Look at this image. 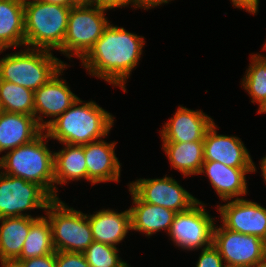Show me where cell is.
Instances as JSON below:
<instances>
[{"label": "cell", "instance_id": "obj_27", "mask_svg": "<svg viewBox=\"0 0 266 267\" xmlns=\"http://www.w3.org/2000/svg\"><path fill=\"white\" fill-rule=\"evenodd\" d=\"M250 61L241 86L249 93L251 102L260 105L266 98V56L251 54Z\"/></svg>", "mask_w": 266, "mask_h": 267}, {"label": "cell", "instance_id": "obj_19", "mask_svg": "<svg viewBox=\"0 0 266 267\" xmlns=\"http://www.w3.org/2000/svg\"><path fill=\"white\" fill-rule=\"evenodd\" d=\"M94 213L87 214V216L91 226L93 240L96 242L116 247L131 230L129 209L118 213L108 208Z\"/></svg>", "mask_w": 266, "mask_h": 267}, {"label": "cell", "instance_id": "obj_42", "mask_svg": "<svg viewBox=\"0 0 266 267\" xmlns=\"http://www.w3.org/2000/svg\"><path fill=\"white\" fill-rule=\"evenodd\" d=\"M225 267H239V266H229V265H225Z\"/></svg>", "mask_w": 266, "mask_h": 267}, {"label": "cell", "instance_id": "obj_9", "mask_svg": "<svg viewBox=\"0 0 266 267\" xmlns=\"http://www.w3.org/2000/svg\"><path fill=\"white\" fill-rule=\"evenodd\" d=\"M204 206L206 204L198 201L189 210L175 214L168 232L175 246L195 251L212 244L215 218Z\"/></svg>", "mask_w": 266, "mask_h": 267}, {"label": "cell", "instance_id": "obj_13", "mask_svg": "<svg viewBox=\"0 0 266 267\" xmlns=\"http://www.w3.org/2000/svg\"><path fill=\"white\" fill-rule=\"evenodd\" d=\"M222 225L235 232L256 235L266 241V208L244 198L217 205Z\"/></svg>", "mask_w": 266, "mask_h": 267}, {"label": "cell", "instance_id": "obj_37", "mask_svg": "<svg viewBox=\"0 0 266 267\" xmlns=\"http://www.w3.org/2000/svg\"><path fill=\"white\" fill-rule=\"evenodd\" d=\"M2 267H21L17 262L15 261H3L0 262Z\"/></svg>", "mask_w": 266, "mask_h": 267}, {"label": "cell", "instance_id": "obj_39", "mask_svg": "<svg viewBox=\"0 0 266 267\" xmlns=\"http://www.w3.org/2000/svg\"><path fill=\"white\" fill-rule=\"evenodd\" d=\"M254 267H266V262L259 265H255Z\"/></svg>", "mask_w": 266, "mask_h": 267}, {"label": "cell", "instance_id": "obj_20", "mask_svg": "<svg viewBox=\"0 0 266 267\" xmlns=\"http://www.w3.org/2000/svg\"><path fill=\"white\" fill-rule=\"evenodd\" d=\"M133 207H130L131 231H138L145 236H152L161 230H170L176 212L141 201L130 189Z\"/></svg>", "mask_w": 266, "mask_h": 267}, {"label": "cell", "instance_id": "obj_7", "mask_svg": "<svg viewBox=\"0 0 266 267\" xmlns=\"http://www.w3.org/2000/svg\"><path fill=\"white\" fill-rule=\"evenodd\" d=\"M105 11L86 2L71 7L61 54L68 59L76 56L81 60L111 23Z\"/></svg>", "mask_w": 266, "mask_h": 267}, {"label": "cell", "instance_id": "obj_29", "mask_svg": "<svg viewBox=\"0 0 266 267\" xmlns=\"http://www.w3.org/2000/svg\"><path fill=\"white\" fill-rule=\"evenodd\" d=\"M56 267H90L83 253L55 251Z\"/></svg>", "mask_w": 266, "mask_h": 267}, {"label": "cell", "instance_id": "obj_16", "mask_svg": "<svg viewBox=\"0 0 266 267\" xmlns=\"http://www.w3.org/2000/svg\"><path fill=\"white\" fill-rule=\"evenodd\" d=\"M116 141L102 139L84 145L87 165V181L92 185L107 181L119 182L121 166L115 154Z\"/></svg>", "mask_w": 266, "mask_h": 267}, {"label": "cell", "instance_id": "obj_26", "mask_svg": "<svg viewBox=\"0 0 266 267\" xmlns=\"http://www.w3.org/2000/svg\"><path fill=\"white\" fill-rule=\"evenodd\" d=\"M0 110L34 116V91L0 80Z\"/></svg>", "mask_w": 266, "mask_h": 267}, {"label": "cell", "instance_id": "obj_8", "mask_svg": "<svg viewBox=\"0 0 266 267\" xmlns=\"http://www.w3.org/2000/svg\"><path fill=\"white\" fill-rule=\"evenodd\" d=\"M52 200L53 198L38 184L0 171V218L33 217L26 213L27 210L45 211Z\"/></svg>", "mask_w": 266, "mask_h": 267}, {"label": "cell", "instance_id": "obj_23", "mask_svg": "<svg viewBox=\"0 0 266 267\" xmlns=\"http://www.w3.org/2000/svg\"><path fill=\"white\" fill-rule=\"evenodd\" d=\"M0 223V262L15 261L29 234L31 217H4Z\"/></svg>", "mask_w": 266, "mask_h": 267}, {"label": "cell", "instance_id": "obj_32", "mask_svg": "<svg viewBox=\"0 0 266 267\" xmlns=\"http://www.w3.org/2000/svg\"><path fill=\"white\" fill-rule=\"evenodd\" d=\"M15 262L21 267H56L55 252L42 257L28 258Z\"/></svg>", "mask_w": 266, "mask_h": 267}, {"label": "cell", "instance_id": "obj_6", "mask_svg": "<svg viewBox=\"0 0 266 267\" xmlns=\"http://www.w3.org/2000/svg\"><path fill=\"white\" fill-rule=\"evenodd\" d=\"M45 214L50 221L55 251L83 253L94 241L87 214L53 199Z\"/></svg>", "mask_w": 266, "mask_h": 267}, {"label": "cell", "instance_id": "obj_25", "mask_svg": "<svg viewBox=\"0 0 266 267\" xmlns=\"http://www.w3.org/2000/svg\"><path fill=\"white\" fill-rule=\"evenodd\" d=\"M53 252L55 250L48 217L39 215L31 217L29 234L23 244L20 256L15 261L42 257Z\"/></svg>", "mask_w": 266, "mask_h": 267}, {"label": "cell", "instance_id": "obj_5", "mask_svg": "<svg viewBox=\"0 0 266 267\" xmlns=\"http://www.w3.org/2000/svg\"><path fill=\"white\" fill-rule=\"evenodd\" d=\"M65 65L51 51L25 47L0 58V80L35 91Z\"/></svg>", "mask_w": 266, "mask_h": 267}, {"label": "cell", "instance_id": "obj_2", "mask_svg": "<svg viewBox=\"0 0 266 267\" xmlns=\"http://www.w3.org/2000/svg\"><path fill=\"white\" fill-rule=\"evenodd\" d=\"M114 116L94 101L78 98L63 114L51 122L44 132L62 144L85 145L108 136Z\"/></svg>", "mask_w": 266, "mask_h": 267}, {"label": "cell", "instance_id": "obj_40", "mask_svg": "<svg viewBox=\"0 0 266 267\" xmlns=\"http://www.w3.org/2000/svg\"><path fill=\"white\" fill-rule=\"evenodd\" d=\"M80 3H85L87 2L88 0H78Z\"/></svg>", "mask_w": 266, "mask_h": 267}, {"label": "cell", "instance_id": "obj_17", "mask_svg": "<svg viewBox=\"0 0 266 267\" xmlns=\"http://www.w3.org/2000/svg\"><path fill=\"white\" fill-rule=\"evenodd\" d=\"M204 173L217 196L226 202L239 199V196L243 198L248 193L246 174L254 173V168H234L216 161H204L199 174Z\"/></svg>", "mask_w": 266, "mask_h": 267}, {"label": "cell", "instance_id": "obj_15", "mask_svg": "<svg viewBox=\"0 0 266 267\" xmlns=\"http://www.w3.org/2000/svg\"><path fill=\"white\" fill-rule=\"evenodd\" d=\"M213 119L202 110H191L182 105L160 131L163 143L203 141Z\"/></svg>", "mask_w": 266, "mask_h": 267}, {"label": "cell", "instance_id": "obj_3", "mask_svg": "<svg viewBox=\"0 0 266 267\" xmlns=\"http://www.w3.org/2000/svg\"><path fill=\"white\" fill-rule=\"evenodd\" d=\"M47 139L43 131L30 143L7 151L0 157V170L38 184L54 199V151L48 148Z\"/></svg>", "mask_w": 266, "mask_h": 267}, {"label": "cell", "instance_id": "obj_22", "mask_svg": "<svg viewBox=\"0 0 266 267\" xmlns=\"http://www.w3.org/2000/svg\"><path fill=\"white\" fill-rule=\"evenodd\" d=\"M25 47L24 0H0V49Z\"/></svg>", "mask_w": 266, "mask_h": 267}, {"label": "cell", "instance_id": "obj_28", "mask_svg": "<svg viewBox=\"0 0 266 267\" xmlns=\"http://www.w3.org/2000/svg\"><path fill=\"white\" fill-rule=\"evenodd\" d=\"M118 247L93 241L83 252L90 267H129L119 256Z\"/></svg>", "mask_w": 266, "mask_h": 267}, {"label": "cell", "instance_id": "obj_34", "mask_svg": "<svg viewBox=\"0 0 266 267\" xmlns=\"http://www.w3.org/2000/svg\"><path fill=\"white\" fill-rule=\"evenodd\" d=\"M138 7L144 10L156 8L157 6L171 2L172 0H137Z\"/></svg>", "mask_w": 266, "mask_h": 267}, {"label": "cell", "instance_id": "obj_31", "mask_svg": "<svg viewBox=\"0 0 266 267\" xmlns=\"http://www.w3.org/2000/svg\"><path fill=\"white\" fill-rule=\"evenodd\" d=\"M86 3L106 11L114 8L129 7V5L134 9L139 8L137 0H88Z\"/></svg>", "mask_w": 266, "mask_h": 267}, {"label": "cell", "instance_id": "obj_21", "mask_svg": "<svg viewBox=\"0 0 266 267\" xmlns=\"http://www.w3.org/2000/svg\"><path fill=\"white\" fill-rule=\"evenodd\" d=\"M63 146L64 148L58 152L54 151V199L59 198L56 184L87 180L84 145L63 144Z\"/></svg>", "mask_w": 266, "mask_h": 267}, {"label": "cell", "instance_id": "obj_11", "mask_svg": "<svg viewBox=\"0 0 266 267\" xmlns=\"http://www.w3.org/2000/svg\"><path fill=\"white\" fill-rule=\"evenodd\" d=\"M143 202L158 205L176 213L189 210L199 200L184 189L175 179L166 176L154 179H137L127 185Z\"/></svg>", "mask_w": 266, "mask_h": 267}, {"label": "cell", "instance_id": "obj_18", "mask_svg": "<svg viewBox=\"0 0 266 267\" xmlns=\"http://www.w3.org/2000/svg\"><path fill=\"white\" fill-rule=\"evenodd\" d=\"M43 131L34 116L0 110V154L30 143Z\"/></svg>", "mask_w": 266, "mask_h": 267}, {"label": "cell", "instance_id": "obj_4", "mask_svg": "<svg viewBox=\"0 0 266 267\" xmlns=\"http://www.w3.org/2000/svg\"><path fill=\"white\" fill-rule=\"evenodd\" d=\"M71 7L24 0L25 46L61 52Z\"/></svg>", "mask_w": 266, "mask_h": 267}, {"label": "cell", "instance_id": "obj_38", "mask_svg": "<svg viewBox=\"0 0 266 267\" xmlns=\"http://www.w3.org/2000/svg\"><path fill=\"white\" fill-rule=\"evenodd\" d=\"M258 113L262 114H266V98L264 99V101L258 106Z\"/></svg>", "mask_w": 266, "mask_h": 267}, {"label": "cell", "instance_id": "obj_33", "mask_svg": "<svg viewBox=\"0 0 266 267\" xmlns=\"http://www.w3.org/2000/svg\"><path fill=\"white\" fill-rule=\"evenodd\" d=\"M234 7L244 9L248 13L257 14L259 9V0H231Z\"/></svg>", "mask_w": 266, "mask_h": 267}, {"label": "cell", "instance_id": "obj_30", "mask_svg": "<svg viewBox=\"0 0 266 267\" xmlns=\"http://www.w3.org/2000/svg\"><path fill=\"white\" fill-rule=\"evenodd\" d=\"M195 267H225L224 260L217 248L211 244L202 248Z\"/></svg>", "mask_w": 266, "mask_h": 267}, {"label": "cell", "instance_id": "obj_35", "mask_svg": "<svg viewBox=\"0 0 266 267\" xmlns=\"http://www.w3.org/2000/svg\"><path fill=\"white\" fill-rule=\"evenodd\" d=\"M40 1L67 7H74L80 3L78 0H40Z\"/></svg>", "mask_w": 266, "mask_h": 267}, {"label": "cell", "instance_id": "obj_24", "mask_svg": "<svg viewBox=\"0 0 266 267\" xmlns=\"http://www.w3.org/2000/svg\"><path fill=\"white\" fill-rule=\"evenodd\" d=\"M162 149L167 155L171 167L182 173L184 178L190 175H199L204 163L203 141L163 143Z\"/></svg>", "mask_w": 266, "mask_h": 267}, {"label": "cell", "instance_id": "obj_14", "mask_svg": "<svg viewBox=\"0 0 266 267\" xmlns=\"http://www.w3.org/2000/svg\"><path fill=\"white\" fill-rule=\"evenodd\" d=\"M217 125L215 122L205 133L204 161H216L226 166L234 168H254L248 149L239 137L217 134Z\"/></svg>", "mask_w": 266, "mask_h": 267}, {"label": "cell", "instance_id": "obj_41", "mask_svg": "<svg viewBox=\"0 0 266 267\" xmlns=\"http://www.w3.org/2000/svg\"><path fill=\"white\" fill-rule=\"evenodd\" d=\"M262 50H266V41H265V44H264V47H263Z\"/></svg>", "mask_w": 266, "mask_h": 267}, {"label": "cell", "instance_id": "obj_36", "mask_svg": "<svg viewBox=\"0 0 266 267\" xmlns=\"http://www.w3.org/2000/svg\"><path fill=\"white\" fill-rule=\"evenodd\" d=\"M260 168H261V172H262L261 175L263 176V179H264V183H266V156L261 158Z\"/></svg>", "mask_w": 266, "mask_h": 267}, {"label": "cell", "instance_id": "obj_1", "mask_svg": "<svg viewBox=\"0 0 266 267\" xmlns=\"http://www.w3.org/2000/svg\"><path fill=\"white\" fill-rule=\"evenodd\" d=\"M145 38L110 24L89 52L80 60L95 76L126 92V82L136 68L145 45Z\"/></svg>", "mask_w": 266, "mask_h": 267}, {"label": "cell", "instance_id": "obj_12", "mask_svg": "<svg viewBox=\"0 0 266 267\" xmlns=\"http://www.w3.org/2000/svg\"><path fill=\"white\" fill-rule=\"evenodd\" d=\"M66 68L67 64L34 91V117L43 130L79 98L70 90L66 80L60 77ZM44 116L52 119L44 121Z\"/></svg>", "mask_w": 266, "mask_h": 267}, {"label": "cell", "instance_id": "obj_10", "mask_svg": "<svg viewBox=\"0 0 266 267\" xmlns=\"http://www.w3.org/2000/svg\"><path fill=\"white\" fill-rule=\"evenodd\" d=\"M214 225L212 244L225 265L254 267L266 262V241L256 235L241 234Z\"/></svg>", "mask_w": 266, "mask_h": 267}]
</instances>
